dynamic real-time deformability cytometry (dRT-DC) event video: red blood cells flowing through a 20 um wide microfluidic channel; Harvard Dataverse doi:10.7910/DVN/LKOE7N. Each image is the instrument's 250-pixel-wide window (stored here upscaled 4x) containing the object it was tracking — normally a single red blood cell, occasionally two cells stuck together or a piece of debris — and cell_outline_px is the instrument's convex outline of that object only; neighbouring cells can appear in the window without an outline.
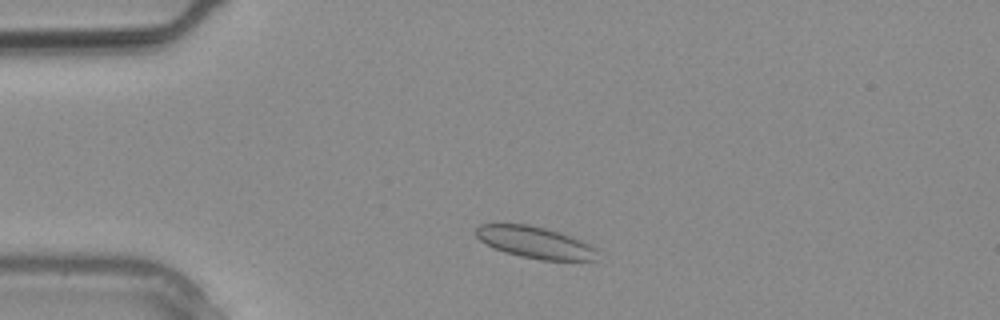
{"species": "common noctule bat (a hibernating species)", "species_latin": "Nyctalus noctula", "temperature_condition": "warm", "stored_images_in_passage": 1, "camera_frame_rate_fps": 3000, "um_per_image_px": 0.085, "animal": {"sex": "male", "body_mass_g": 20.4}, "frame": {"image": 1, "passage_image": 1, "time_ms": 0.0, "image_size_px": [1000, 320], "cell_outline_px": [[596, 260], [540, 260], [520, 256], [504, 252], [480, 240], [476, 236], [476, 228], [480, 224], [528, 224], [560, 232], [572, 236], [596, 248]], "centroid_in_image_um": [45.48, 20.6], "position_along_channel_um": 39.5, "area_um2": 22.2}}